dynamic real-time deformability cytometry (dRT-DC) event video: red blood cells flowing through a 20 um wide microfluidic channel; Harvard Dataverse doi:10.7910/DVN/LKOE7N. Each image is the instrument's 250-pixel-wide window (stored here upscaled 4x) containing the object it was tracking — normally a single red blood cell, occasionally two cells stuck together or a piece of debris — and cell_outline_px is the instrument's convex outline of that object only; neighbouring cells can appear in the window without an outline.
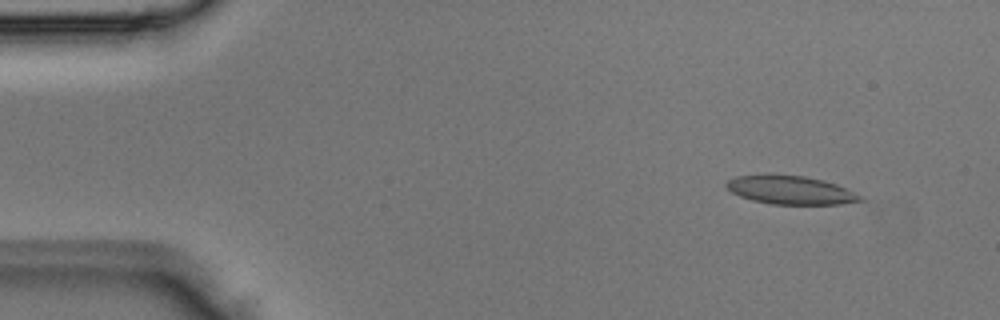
{"species": "Egyptian fruit bat (a non-hibernating species)", "species_latin": "Rousettus aegyptiacus", "temperature_condition": "room temperature", "stored_images_in_passage": 4, "segment_of_instrument_passage": [1, 2], "camera_frame_rate_fps": 3000, "um_per_image_px": 0.085, "animal": {"sex": "male"}, "frame": {"image": 1, "passage_image": 1, "time_ms": 0.0, "image_size_px": [1000, 320], "cell_outline_px": [[864, 200], [840, 204], [772, 204], [752, 200], [740, 196], [732, 192], [724, 184], [728, 180], [736, 176], [768, 172], [776, 172], [804, 176], [824, 180], [848, 188], [864, 196]], "centroid_in_image_um": [67.19, 16.11], "position_along_channel_um": 17.8, "area_um2": 22.95}}
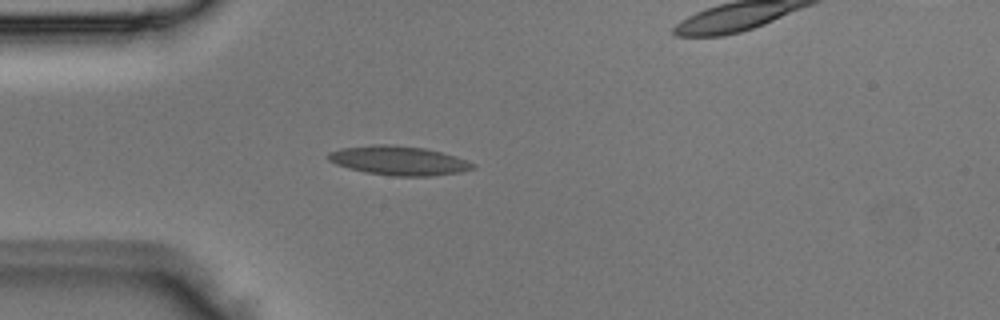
{"frame": {"image": 2, "passage_image": 3, "time_ms": 0.667, "image_size_px": [1000, 320], "cell_outline_px": [[476, 164], [472, 168], [460, 172], [432, 176], [392, 176], [364, 172], [348, 168], [336, 164], [328, 160], [324, 156], [328, 152], [340, 148], [372, 144], [392, 144], [424, 148], [456, 156]], "centroid_in_image_um": [33.82, 13.64], "position_along_channel_um": 51.2, "area_um2": 24.74}}